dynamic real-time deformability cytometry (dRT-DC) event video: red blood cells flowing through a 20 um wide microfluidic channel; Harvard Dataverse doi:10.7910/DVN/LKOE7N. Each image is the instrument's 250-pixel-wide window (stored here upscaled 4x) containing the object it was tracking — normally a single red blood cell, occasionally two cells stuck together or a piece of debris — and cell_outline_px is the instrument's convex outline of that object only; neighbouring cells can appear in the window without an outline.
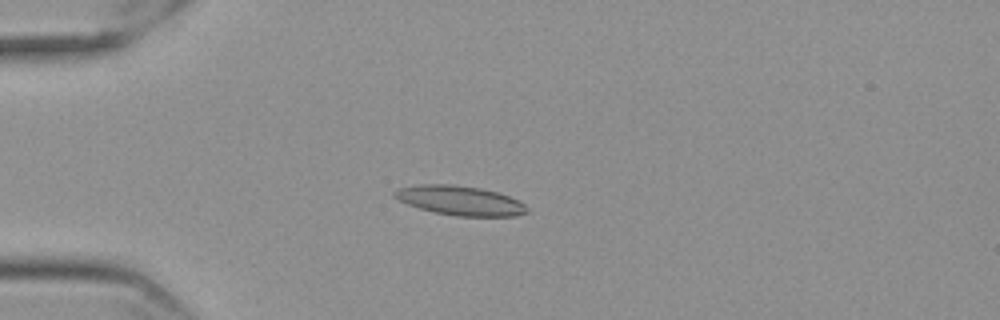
{"species": "Egyptian fruit bat (a non-hibernating species)", "species_latin": "Rousettus aegyptiacus", "temperature_condition": "cold", "stored_images_in_passage": 45, "camera_frame_rate_fps": 3000, "um_per_image_px": 0.085, "frame": {"image": 1, "passage_image": 3, "time_ms": 0.667, "image_size_px": [1000, 320], "cell_outline_px": [[528, 212], [516, 216], [456, 216], [436, 212], [420, 208], [408, 204], [392, 196], [392, 192], [400, 188], [420, 184], [452, 184], [480, 188], [496, 192], [508, 196], [524, 204], [528, 208]], "centroid_in_image_um": [39.1, 17.04], "position_along_channel_um": 45.9, "area_um2": 22.48}}
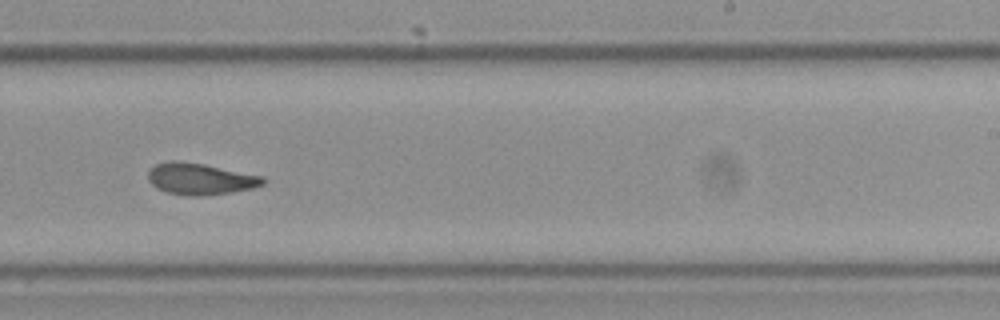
{"frame": {"image": 2, "passage_image": 24, "time_ms": 7.667, "image_size_px": [1000, 320], "cell_outline_px": [[264, 184], [252, 188], [228, 192], [200, 196], [188, 196], [168, 192], [156, 188], [148, 180], [148, 172], [156, 164], [172, 160], [176, 160], [204, 164], [264, 176]], "centroid_in_image_um": [17.0, 15.2], "position_along_channel_um": 272.0, "area_um2": 20.92}}
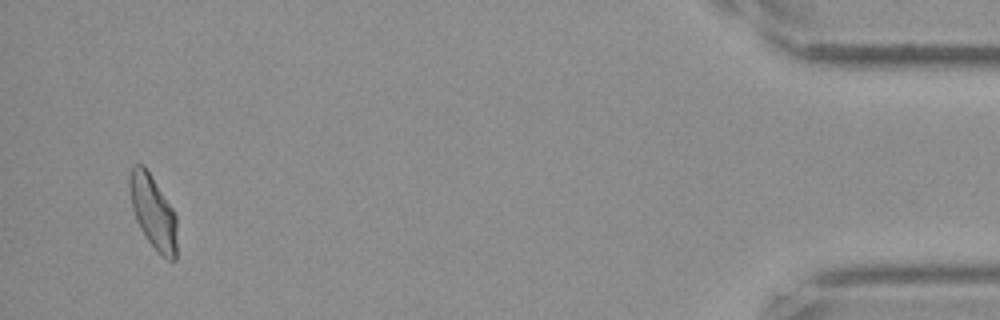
{"frame": {"image": 3, "passage_image": 43, "time_ms": 14.0, "image_size_px": [1000, 320], "cell_outline_px": [[176, 260], [168, 260], [148, 240], [140, 228], [136, 220], [132, 208], [128, 188], [128, 180], [132, 164], [144, 164], [172, 208], [176, 216]], "centroid_in_image_um": [12.98, 17.96], "position_along_channel_um": 422.2, "area_um2": 20.11}, "authors_computed_cell_mechanics": {"area_um2": 20.9814, "velocity_mm_per_s": 3.5454, "shape_relaxation_time_tau1_ms": 8.5724, "shape_relaxation_time_tau2_ms": 2.435, "deformation_change_tau1": 0.1763, "deformation_change_tau2": 0.0897}}